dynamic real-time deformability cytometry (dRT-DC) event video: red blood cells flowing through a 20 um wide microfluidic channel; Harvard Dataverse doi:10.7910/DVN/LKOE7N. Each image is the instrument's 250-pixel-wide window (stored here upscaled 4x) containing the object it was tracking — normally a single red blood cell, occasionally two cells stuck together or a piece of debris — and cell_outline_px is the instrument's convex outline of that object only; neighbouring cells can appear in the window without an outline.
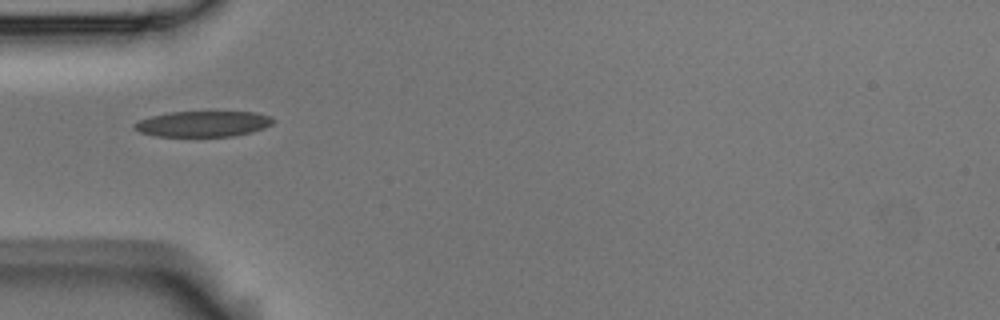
{"species": "Egyptian fruit bat (a non-hibernating species)", "species_latin": "Rousettus aegyptiacus", "temperature_condition": "room temperature", "stored_images_in_passage": 11, "camera_frame_rate_fps": 3000, "um_per_image_px": 0.085, "animal": {"sex": "male"}, "frame": {"image": 1, "passage_image": 1, "time_ms": 0.0, "image_size_px": [1000, 320], "cell_outline_px": [[272, 124], [264, 128], [252, 132], [232, 136], [156, 136], [140, 132], [132, 128], [132, 124], [140, 120], [152, 116], [168, 112], [256, 112], [272, 116]], "centroid_in_image_um": [17.25, 10.52], "position_along_channel_um": 67.8, "area_um2": 20.75}}
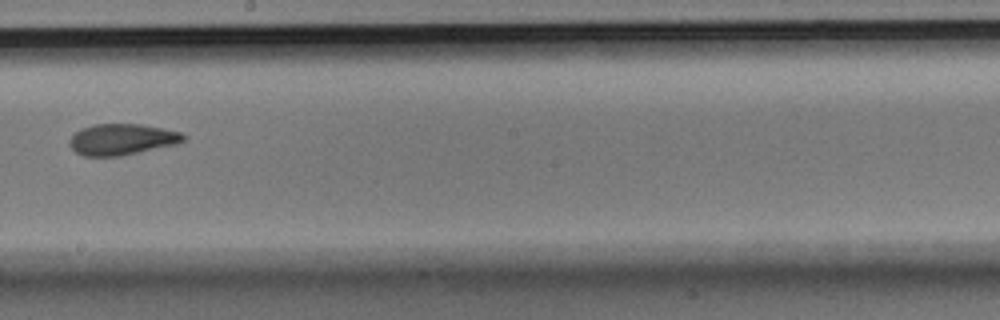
{"frame": {"image": 2, "passage_image": 5, "time_ms": 1.333, "image_size_px": [1000, 320], "cell_outline_px": [[188, 136], [184, 140], [176, 144], [120, 156], [84, 156], [76, 152], [68, 144], [68, 140], [80, 128], [92, 124], [140, 124], [180, 132]], "centroid_in_image_um": [10.33, 11.84], "position_along_channel_um": 237.9, "area_um2": 20.63}}
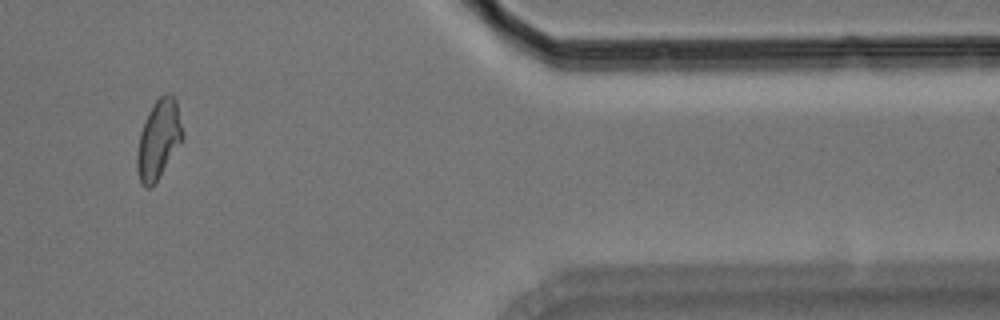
{"frame": {"image": 3, "passage_image": 9, "time_ms": 2.667, "image_size_px": [1000, 320], "cell_outline_px": [[184, 140], [152, 188], [144, 188], [140, 180], [136, 168], [136, 152], [140, 132], [148, 112], [152, 104], [164, 92], [172, 92], [176, 100], [184, 136]], "centroid_in_image_um": [13.49, 11.84], "position_along_channel_um": 397.9, "area_um2": 21.44}}